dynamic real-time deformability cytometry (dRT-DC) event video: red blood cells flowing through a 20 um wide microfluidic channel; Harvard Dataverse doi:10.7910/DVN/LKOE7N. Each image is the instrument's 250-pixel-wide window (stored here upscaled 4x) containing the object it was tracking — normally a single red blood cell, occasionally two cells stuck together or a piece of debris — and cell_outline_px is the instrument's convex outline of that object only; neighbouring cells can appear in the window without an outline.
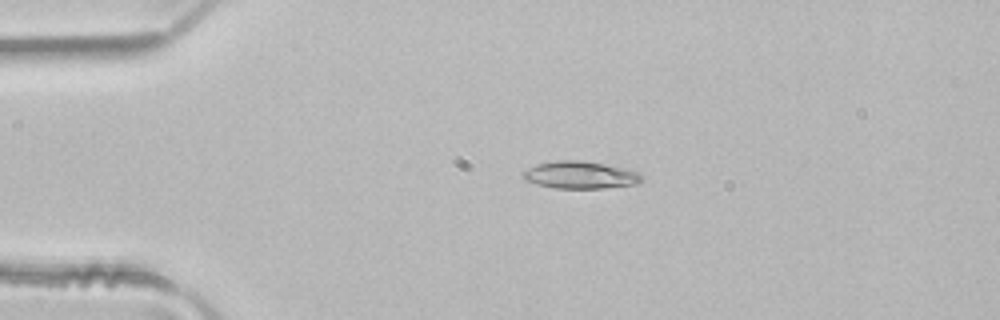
{"species": "common noctule bat (a hibernating species)", "species_latin": "Nyctalus noctula", "temperature_condition": "room temperature", "stored_images_in_passage": 49, "camera_frame_rate_fps": 3000, "um_per_image_px": 0.085, "animal": {"sex": "male", "body_mass_g": 21.5, "forearm_length_mm": 52.0}, "frame": {"image": 1, "passage_image": 11, "time_ms": 3.333, "image_size_px": [1000, 320], "cell_outline_px": [[644, 176], [636, 184], [604, 188], [552, 188], [536, 184], [524, 180], [520, 172], [536, 164], [556, 160], [580, 160], [604, 164], [640, 172]], "centroid_in_image_um": [49.27, 14.87], "position_along_channel_um": 35.7, "area_um2": 19.02}}
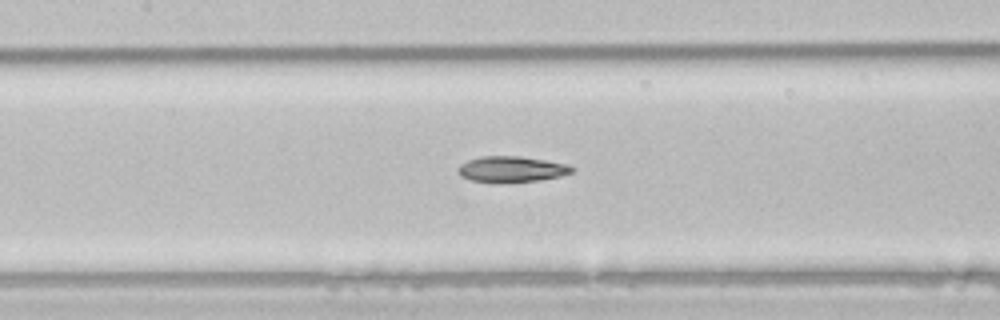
{"frame": {"image": 2, "passage_image": 23, "time_ms": 7.333, "image_size_px": [1000, 320], "cell_outline_px": [[576, 168], [572, 172], [560, 176], [540, 180], [492, 184], [472, 180], [460, 176], [456, 172], [456, 168], [460, 164], [468, 160], [480, 156], [520, 156], [568, 164]], "centroid_in_image_um": [43.43, 14.4], "position_along_channel_um": 164.0, "area_um2": 17.57}}
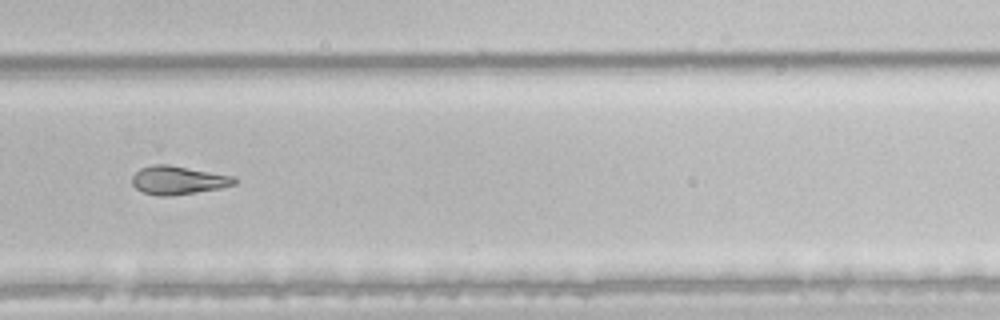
{"frame": {"image": 3, "passage_image": 34, "time_ms": 11.0, "image_size_px": [1000, 320], "cell_outline_px": [[236, 184], [220, 188], [172, 196], [160, 196], [144, 192], [136, 188], [132, 184], [132, 176], [140, 168], [152, 164], [168, 164], [236, 176]], "centroid_in_image_um": [15.15, 15.31], "position_along_channel_um": 314.7, "area_um2": 17.05}}